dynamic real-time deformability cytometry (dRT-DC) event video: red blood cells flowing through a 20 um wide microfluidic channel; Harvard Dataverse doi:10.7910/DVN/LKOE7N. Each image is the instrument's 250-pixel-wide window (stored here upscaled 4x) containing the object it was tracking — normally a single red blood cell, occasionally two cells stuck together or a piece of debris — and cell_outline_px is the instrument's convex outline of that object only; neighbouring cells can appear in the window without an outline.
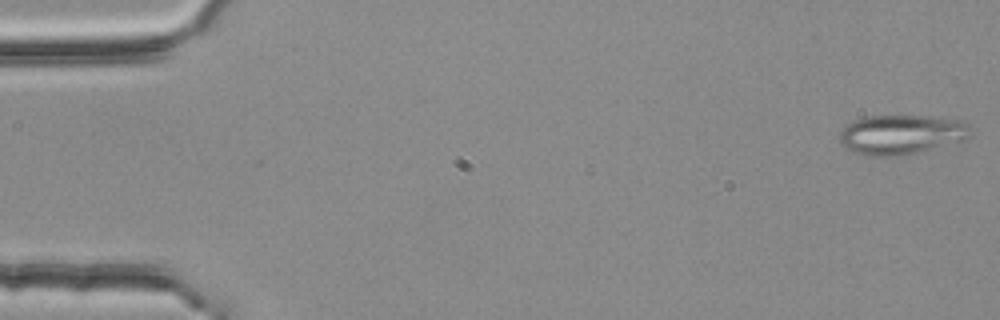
{"species": "common noctule bat (a hibernating species)", "species_latin": "Nyctalus noctula", "temperature_condition": "room temperature", "stored_images_in_passage": 4, "camera_frame_rate_fps": 3000, "um_per_image_px": 0.085, "animal": {"sex": "female", "body_mass_g": 25.1}, "frame": {"image": 1, "passage_image": 4, "time_ms": 1.0, "image_size_px": [1000, 320], "cell_outline_px": [[968, 136], [964, 140], [896, 156], [864, 156], [852, 152], [844, 148], [840, 144], [840, 132], [848, 124], [856, 120], [872, 116], [924, 116], [964, 120], [968, 124]], "centroid_in_image_um": [76.55, 11.44], "position_along_channel_um": 8.4, "area_um2": 29.71}}